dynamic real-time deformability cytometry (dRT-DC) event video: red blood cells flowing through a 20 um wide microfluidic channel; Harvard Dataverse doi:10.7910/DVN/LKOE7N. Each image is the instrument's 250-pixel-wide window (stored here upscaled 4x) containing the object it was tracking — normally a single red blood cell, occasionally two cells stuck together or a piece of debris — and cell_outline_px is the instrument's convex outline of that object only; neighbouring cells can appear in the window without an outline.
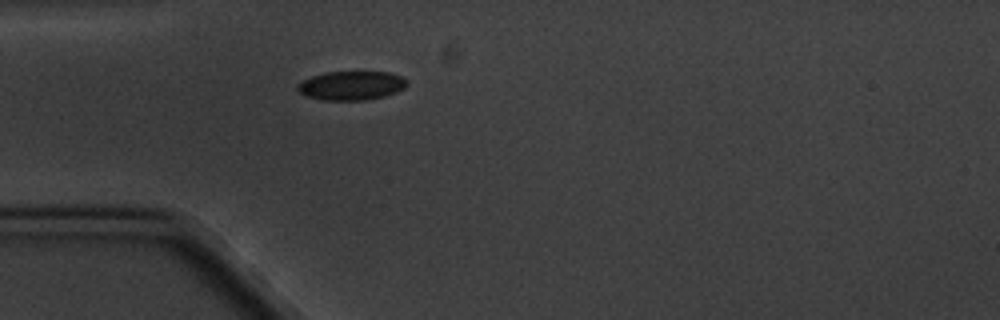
{"species": "common noctule bat (a hibernating species)", "species_latin": "Nyctalus noctula", "temperature_condition": "cold", "stored_images_in_passage": 1, "camera_frame_rate_fps": 3000, "um_per_image_px": 0.085, "animal": {"sex": "male", "body_mass_g": 20.1, "forearm_length_mm": 53.5}, "frame": {"image": 1, "passage_image": 1, "time_ms": 0.0, "image_size_px": [1000, 320], "cell_outline_px": [[408, 84], [404, 88], [396, 92], [384, 96], [364, 100], [320, 100], [304, 96], [296, 88], [296, 84], [312, 76], [324, 72], [388, 72], [400, 76], [408, 80]], "centroid_in_image_um": [29.84, 7.28], "position_along_channel_um": 55.2, "area_um2": 18.55}}